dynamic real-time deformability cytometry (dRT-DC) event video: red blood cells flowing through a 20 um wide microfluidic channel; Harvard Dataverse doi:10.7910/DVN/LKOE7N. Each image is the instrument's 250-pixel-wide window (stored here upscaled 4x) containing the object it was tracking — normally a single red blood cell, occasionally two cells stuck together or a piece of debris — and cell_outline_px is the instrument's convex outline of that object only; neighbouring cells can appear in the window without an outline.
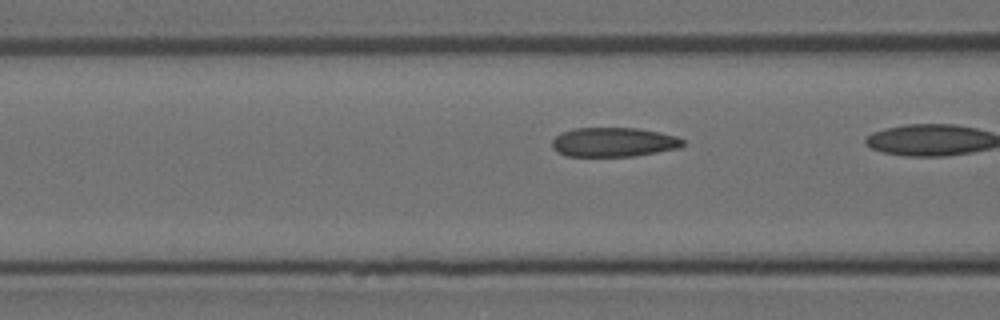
{"species": "Egyptian fruit bat (a non-hibernating species)", "species_latin": "Rousettus aegyptiacus", "temperature_condition": "room temperature", "stored_images_in_passage": 24, "camera_frame_rate_fps": 3000, "um_per_image_px": 0.085, "animal": {"sex": "female"}, "frame": {"image": 1, "passage_image": 18, "time_ms": 5.667, "image_size_px": [1000, 320], "cell_outline_px": [[684, 144], [680, 148], [632, 156], [568, 156], [556, 152], [552, 148], [552, 140], [556, 136], [564, 132], [576, 128], [636, 128], [660, 132], [676, 136], [684, 140]], "centroid_in_image_um": [52.16, 12.08], "position_along_channel_um": 114.4, "area_um2": 22.25}}
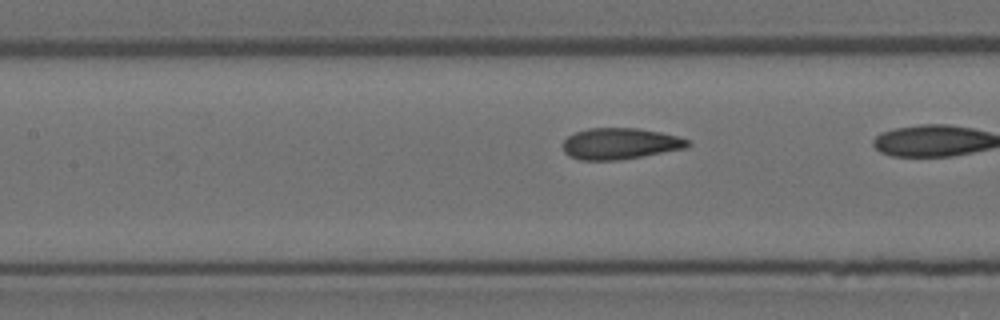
{"frame": {"image": 2, "passage_image": 21, "time_ms": 6.667, "image_size_px": [1000, 320], "cell_outline_px": [[692, 144], [688, 148], [620, 160], [580, 160], [568, 156], [564, 152], [564, 140], [568, 136], [576, 132], [588, 128], [640, 128], [660, 132], [676, 136], [688, 140]], "centroid_in_image_um": [52.72, 12.21], "position_along_channel_um": 154.7, "area_um2": 22.83}}